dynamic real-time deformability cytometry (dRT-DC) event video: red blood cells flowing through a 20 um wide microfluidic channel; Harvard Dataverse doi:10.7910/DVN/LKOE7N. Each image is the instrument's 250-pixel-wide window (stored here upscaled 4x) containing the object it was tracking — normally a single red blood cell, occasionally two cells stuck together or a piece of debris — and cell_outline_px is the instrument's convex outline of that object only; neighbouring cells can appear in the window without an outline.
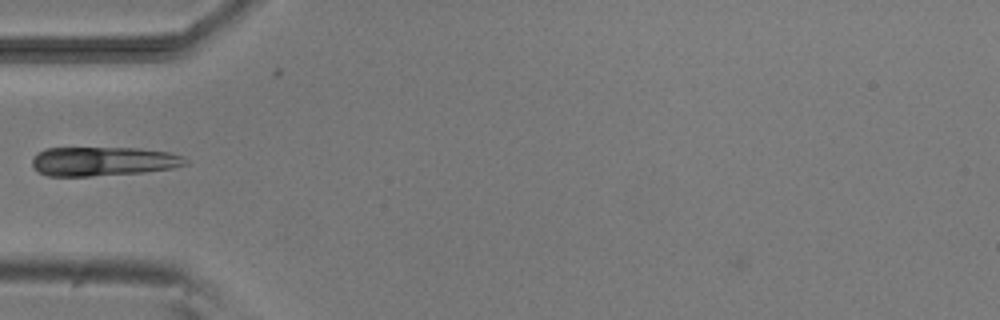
{"species": "common noctule bat (a hibernating species)", "species_latin": "Nyctalus noctula", "temperature_condition": "room temperature", "stored_images_in_passage": 3, "camera_frame_rate_fps": 3000, "um_per_image_px": 0.085, "animal": {"sex": "male", "body_mass_g": 20.5, "forearm_length_mm": 52.5}, "frame": {"image": 1, "passage_image": 3, "time_ms": 2.0, "image_size_px": [1000, 320], "cell_outline_px": [[188, 164], [172, 168], [144, 172], [88, 176], [48, 176], [40, 172], [32, 164], [32, 160], [44, 148], [140, 148], [172, 152], [184, 156], [188, 160]], "centroid_in_image_um": [8.84, 13.7], "position_along_channel_um": 76.2, "area_um2": 26.01}}